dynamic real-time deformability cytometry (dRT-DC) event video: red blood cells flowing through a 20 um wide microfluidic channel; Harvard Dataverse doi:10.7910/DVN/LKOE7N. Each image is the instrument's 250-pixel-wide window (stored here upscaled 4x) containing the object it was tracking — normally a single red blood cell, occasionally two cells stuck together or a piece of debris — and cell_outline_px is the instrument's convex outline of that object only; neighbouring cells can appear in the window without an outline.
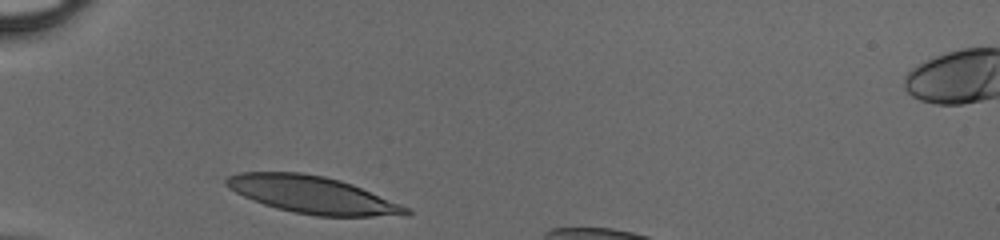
{"species": "human", "species_latin": "Homo sapiens", "temperature_condition": "cold", "stored_images_in_passage": 26, "camera_frame_rate_fps": 3000, "um_per_image_px": 0.085, "donor": {"sex": "male"}, "frame": {"image": 1, "passage_image": 1, "time_ms": 0.0, "image_size_px": [1000, 240], "cell_outline_px": [[412, 212], [408, 216], [316, 216], [292, 212], [276, 208], [252, 200], [228, 188], [208, 176], [240, 172], [300, 172], [324, 176], [340, 180], [352, 184], [400, 204], [408, 208]], "centroid_in_image_um": [26.37, 16.53], "position_along_channel_um": 58.6, "area_um2": 39.88}}
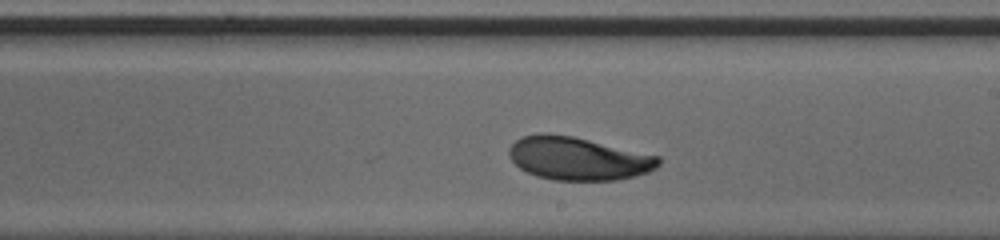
{"frame": {"image": 2, "passage_image": 15, "time_ms": 4.667, "image_size_px": [1000, 240], "cell_outline_px": [[660, 164], [656, 168], [648, 172], [636, 176], [616, 180], [552, 180], [536, 176], [520, 168], [508, 156], [508, 148], [516, 140], [524, 136], [540, 132], [544, 132], [572, 136], [660, 156]], "centroid_in_image_um": [49.13, 13.47], "position_along_channel_um": 239.9, "area_um2": 37.63}}
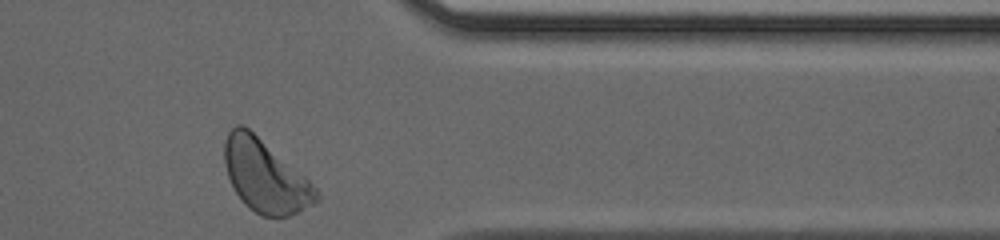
{"frame": {"image": 3, "passage_image": 26, "time_ms": 8.333, "image_size_px": [1000, 240], "cell_outline_px": [[320, 200], [280, 220], [260, 216], [248, 208], [244, 204], [236, 192], [228, 176], [224, 164], [224, 140], [228, 132], [236, 124], [240, 124], [248, 128], [300, 172], [320, 192]], "centroid_in_image_um": [22.53, 15.01], "position_along_channel_um": 388.9, "area_um2": 38.67}}